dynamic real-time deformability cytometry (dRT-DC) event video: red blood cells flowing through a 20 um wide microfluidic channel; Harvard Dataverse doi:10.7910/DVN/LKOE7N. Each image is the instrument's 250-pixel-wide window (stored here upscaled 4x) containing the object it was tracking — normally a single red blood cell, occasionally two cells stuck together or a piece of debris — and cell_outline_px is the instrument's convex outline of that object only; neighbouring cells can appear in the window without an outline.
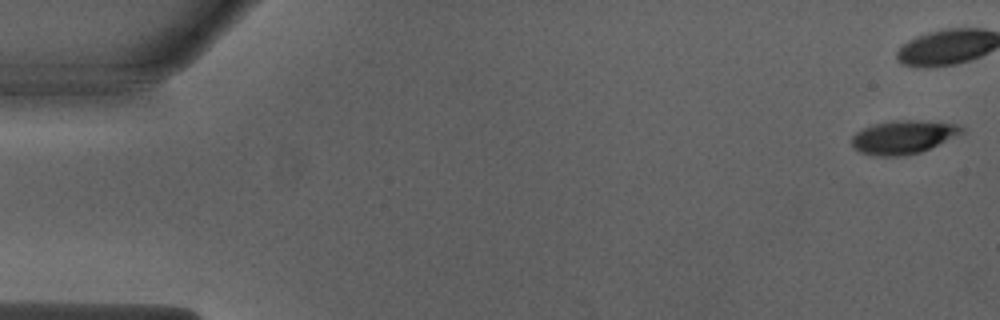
{"species": "Egyptian fruit bat (a non-hibernating species)", "species_latin": "Rousettus aegyptiacus", "temperature_condition": "warm", "stored_images_in_passage": 40, "camera_frame_rate_fps": 3000, "um_per_image_px": 0.085, "animal": {"sex": "male"}, "frame": {"image": 1, "passage_image": 1, "time_ms": 0.0, "image_size_px": [1000, 320], "cell_outline_px": [[964, 132], [920, 152], [900, 156], [876, 156], [860, 152], [852, 148], [852, 136], [856, 132], [864, 128], [876, 124], [892, 120], [912, 120], [956, 124], [964, 128]], "centroid_in_image_um": [76.73, 11.66], "position_along_channel_um": 8.3, "area_um2": 21.1}}
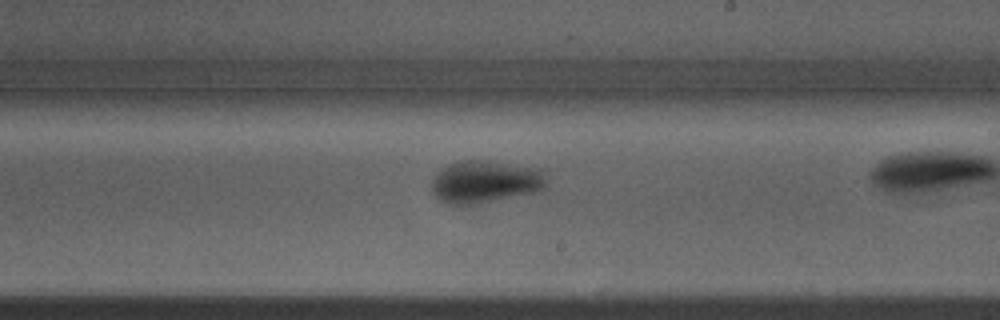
{"frame": {"image": 2, "passage_image": 30, "time_ms": 9.667, "image_size_px": [1000, 320], "cell_outline_px": [[548, 180], [544, 188], [540, 192], [476, 204], [448, 204], [440, 200], [436, 196], [432, 188], [432, 180], [436, 172], [440, 168], [448, 164], [464, 160], [480, 160], [548, 168]], "centroid_in_image_um": [41.35, 15.43], "position_along_channel_um": 247.6, "area_um2": 29.19}}
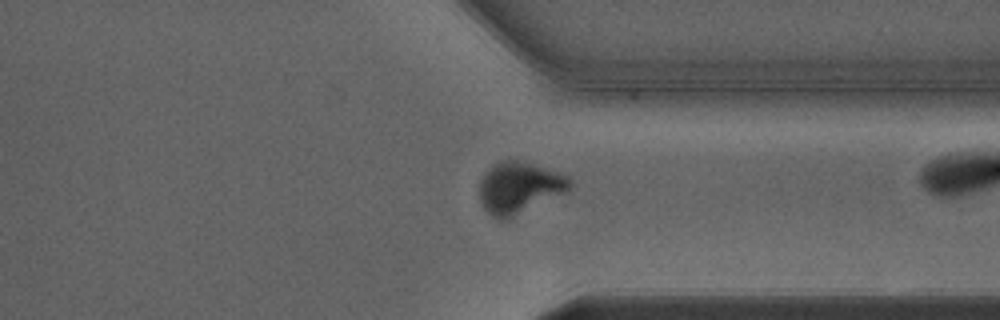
{"frame": {"image": 3, "passage_image": 39, "time_ms": 12.667, "image_size_px": [1000, 320], "cell_outline_px": [[572, 184], [568, 188], [560, 192], [500, 220], [492, 216], [484, 208], [480, 200], [480, 180], [484, 172], [492, 164], [508, 156], [564, 172], [572, 180]], "centroid_in_image_um": [44.08, 15.81], "position_along_channel_um": 367.3, "area_um2": 26.59}}